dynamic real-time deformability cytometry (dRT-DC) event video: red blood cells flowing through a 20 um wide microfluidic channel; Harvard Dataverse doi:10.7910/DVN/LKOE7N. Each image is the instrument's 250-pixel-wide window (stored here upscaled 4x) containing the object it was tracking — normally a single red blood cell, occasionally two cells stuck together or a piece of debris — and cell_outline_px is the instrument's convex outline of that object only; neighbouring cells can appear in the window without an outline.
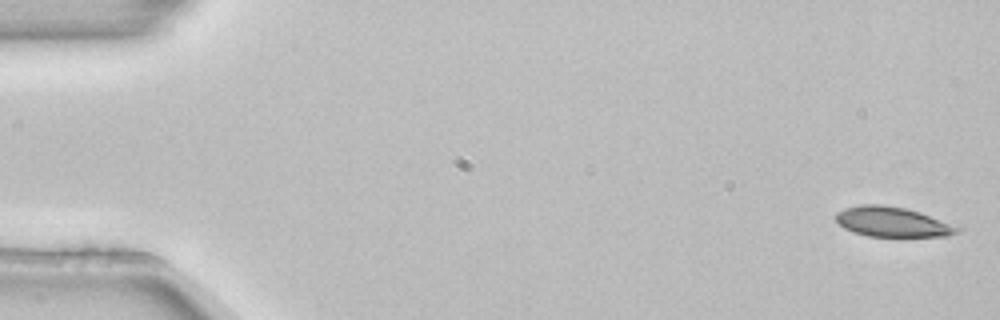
{"species": "common noctule bat (a hibernating species)", "species_latin": "Nyctalus noctula", "temperature_condition": "room temperature", "stored_images_in_passage": 5, "camera_frame_rate_fps": 3000, "um_per_image_px": 0.085, "animal": {"sex": "female", "body_mass_g": 22.7, "forearm_length_mm": 54.2}, "frame": {"image": 1, "passage_image": 1, "time_ms": 0.0, "image_size_px": [1000, 320], "cell_outline_px": [[964, 228], [960, 232], [948, 236], [868, 236], [852, 232], [844, 228], [836, 220], [836, 212], [844, 208], [860, 204], [884, 204], [904, 208], [920, 212]], "centroid_in_image_um": [75.87, 18.86], "position_along_channel_um": 9.1, "area_um2": 21.33}}
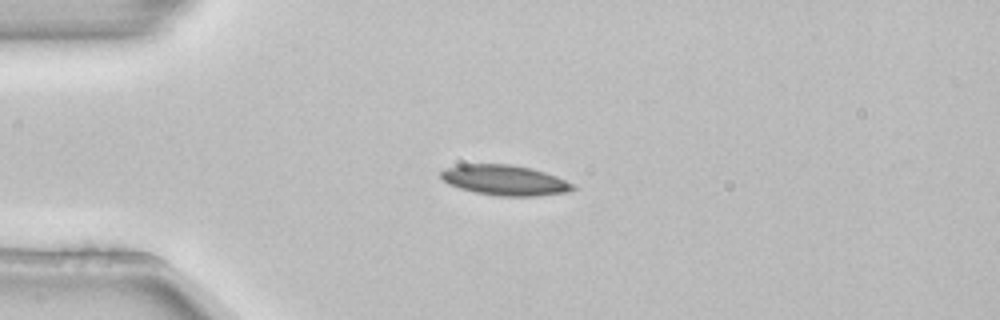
{"frame": {"image": 2, "passage_image": 4, "time_ms": 1.0, "image_size_px": [1000, 320], "cell_outline_px": [[576, 188], [564, 192], [532, 196], [500, 196], [476, 192], [460, 188], [448, 184], [440, 176], [440, 172], [444, 168], [460, 164], [508, 164], [532, 168], [556, 176], [572, 184]], "centroid_in_image_um": [42.85, 15.3], "position_along_channel_um": 42.2, "area_um2": 23.0}}